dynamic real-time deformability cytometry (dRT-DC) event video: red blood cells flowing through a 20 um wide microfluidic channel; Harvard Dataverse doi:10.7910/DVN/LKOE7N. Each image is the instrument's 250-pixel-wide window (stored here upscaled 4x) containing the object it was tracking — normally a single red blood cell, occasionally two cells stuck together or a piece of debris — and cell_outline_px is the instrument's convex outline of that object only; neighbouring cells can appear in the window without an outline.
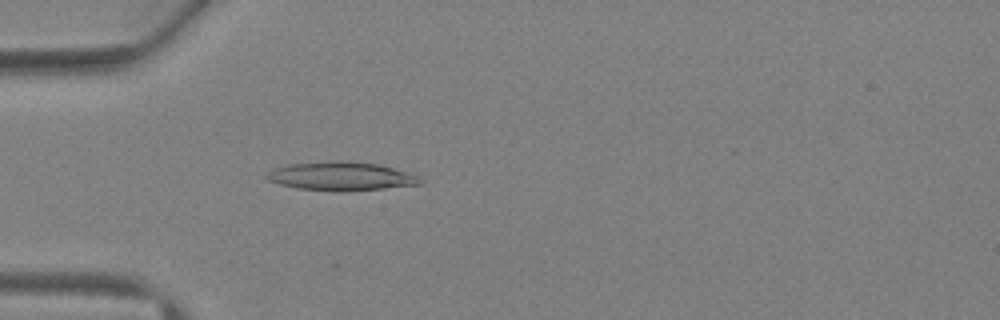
{"species": "Egyptian fruit bat (a non-hibernating species)", "species_latin": "Rousettus aegyptiacus", "temperature_condition": "warm", "stored_images_in_passage": 5, "camera_frame_rate_fps": 3000, "um_per_image_px": 0.085, "animal": {"sex": "female"}, "frame": {"image": 1, "passage_image": 5, "time_ms": 5.667, "image_size_px": [1000, 320], "cell_outline_px": [[424, 180], [420, 184], [348, 192], [336, 192], [300, 188], [280, 184], [268, 180], [264, 176], [268, 172], [276, 168], [288, 164], [336, 160], [376, 164], [392, 168], [420, 176]], "centroid_in_image_um": [28.99, 14.99], "position_along_channel_um": 56.0, "area_um2": 25.55}}